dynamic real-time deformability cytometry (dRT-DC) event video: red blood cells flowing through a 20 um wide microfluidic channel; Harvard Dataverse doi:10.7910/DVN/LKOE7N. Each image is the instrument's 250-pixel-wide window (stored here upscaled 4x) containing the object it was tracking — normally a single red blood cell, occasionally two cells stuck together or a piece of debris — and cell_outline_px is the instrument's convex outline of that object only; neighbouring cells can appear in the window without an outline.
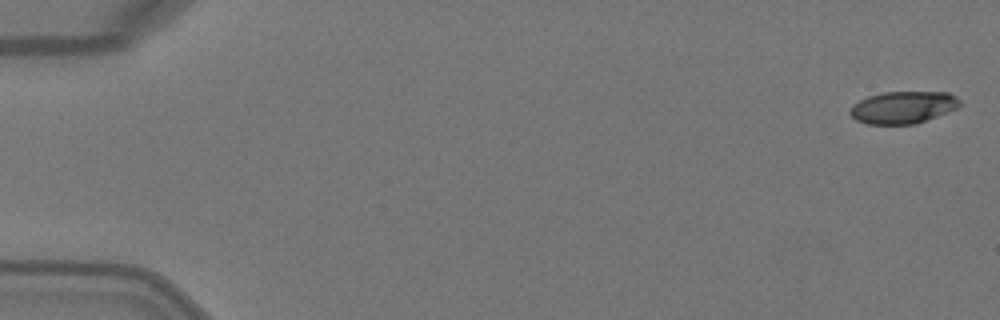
{"species": "Egyptian fruit bat (a non-hibernating species)", "species_latin": "Rousettus aegyptiacus", "temperature_condition": "warm", "stored_images_in_passage": 3, "camera_frame_rate_fps": 3000, "um_per_image_px": 0.085, "animal": {"sex": "female"}, "frame": {"image": 1, "passage_image": 1, "time_ms": 0.0, "image_size_px": [1000, 320], "cell_outline_px": [[960, 104], [956, 108], [916, 124], [868, 124], [856, 120], [848, 112], [852, 104], [868, 96], [884, 92], [948, 92], [956, 96], [960, 100]], "centroid_in_image_um": [76.73, 9.12], "position_along_channel_um": 8.3, "area_um2": 20.52}}